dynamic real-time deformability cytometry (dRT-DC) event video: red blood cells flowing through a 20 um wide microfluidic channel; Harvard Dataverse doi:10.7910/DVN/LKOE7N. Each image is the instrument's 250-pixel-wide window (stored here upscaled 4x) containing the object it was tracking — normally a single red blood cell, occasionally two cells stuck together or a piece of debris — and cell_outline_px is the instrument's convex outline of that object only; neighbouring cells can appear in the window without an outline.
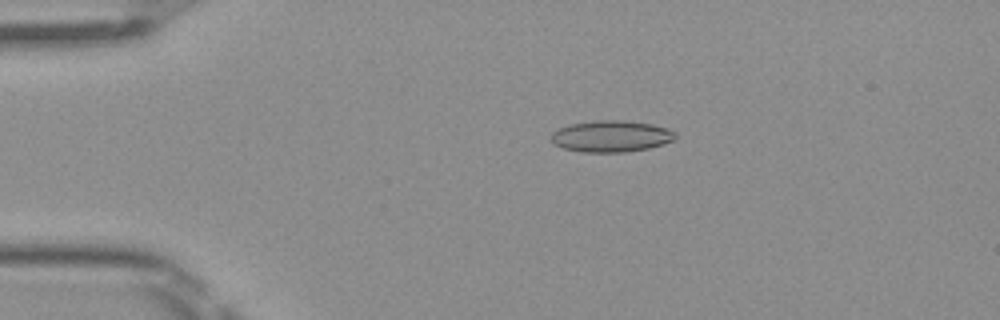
{"species": "Egyptian fruit bat (a non-hibernating species)", "species_latin": "Rousettus aegyptiacus", "temperature_condition": "room temperature", "stored_images_in_passage": 50, "camera_frame_rate_fps": 3000, "um_per_image_px": 0.085, "frame": {"image": 1, "passage_image": 10, "time_ms": 3.0, "image_size_px": [1000, 320], "cell_outline_px": [[676, 136], [672, 140], [664, 144], [648, 148], [624, 152], [584, 152], [564, 148], [552, 144], [552, 132], [556, 128], [568, 124], [596, 120], [620, 120], [652, 124], [668, 128], [676, 132]], "centroid_in_image_um": [51.92, 11.57], "position_along_channel_um": 33.1, "area_um2": 22.89}}
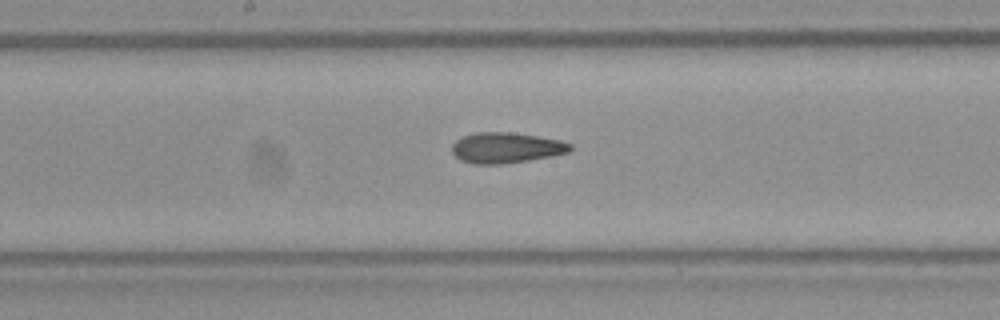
{"frame": {"image": 2, "passage_image": 26, "time_ms": 8.333, "image_size_px": [1000, 320], "cell_outline_px": [[572, 148], [568, 152], [552, 156], [528, 160], [500, 164], [472, 164], [460, 160], [452, 152], [452, 144], [456, 140], [464, 136], [476, 132], [512, 132], [560, 140], [572, 144]], "centroid_in_image_um": [43.01, 12.56], "position_along_channel_um": 205.2, "area_um2": 21.04}}
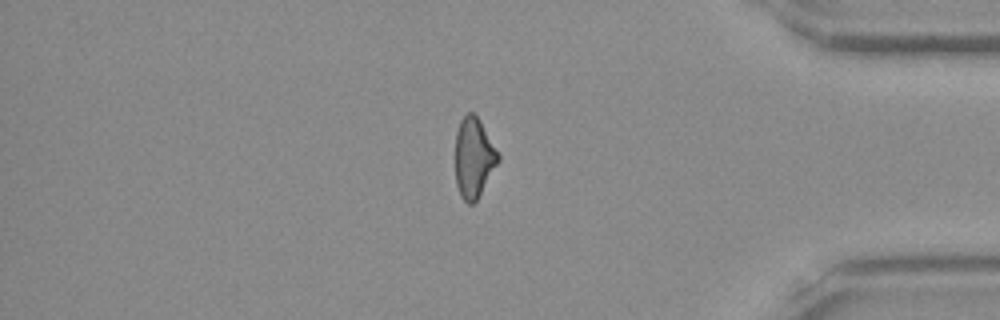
{"frame": {"image": 3, "passage_image": 42, "time_ms": 13.667, "image_size_px": [1000, 320], "cell_outline_px": [[500, 160], [476, 200], [472, 204], [468, 204], [460, 196], [456, 184], [456, 132], [460, 120], [468, 112], [472, 112], [480, 120], [500, 156]], "centroid_in_image_um": [40.26, 13.4], "position_along_channel_um": 394.9, "area_um2": 19.77}, "authors_computed_cell_mechanics": {"area_um2": 20.9525, "velocity_mm_per_s": 4.08, "shape_relaxation_time_tau1_ms": null, "shape_relaxation_time_tau2_ms": 3.1667, "deformation_change_tau1": null, "deformation_change_tau2": 0.1074}}